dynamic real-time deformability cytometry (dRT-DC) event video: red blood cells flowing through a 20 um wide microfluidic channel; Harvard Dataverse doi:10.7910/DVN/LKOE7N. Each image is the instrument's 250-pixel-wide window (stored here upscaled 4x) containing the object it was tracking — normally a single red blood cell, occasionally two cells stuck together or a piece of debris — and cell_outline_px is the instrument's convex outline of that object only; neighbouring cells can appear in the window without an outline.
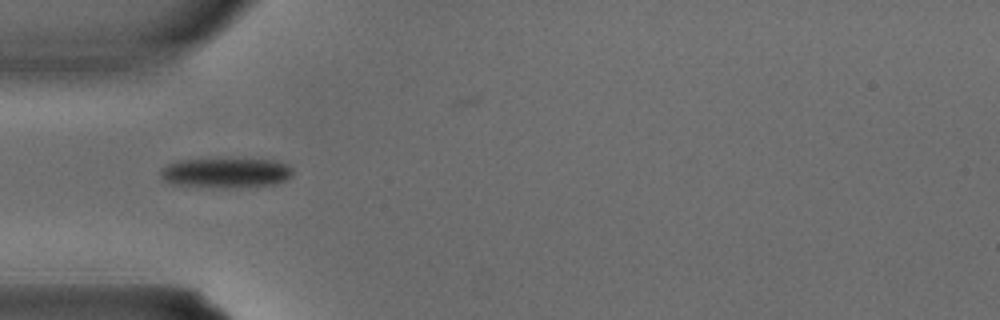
{"species": "common noctule bat (a hibernating species)", "species_latin": "Nyctalus noctula", "temperature_condition": "warm", "stored_images_in_passage": 1, "camera_frame_rate_fps": 3000, "um_per_image_px": 0.085, "animal": {"sex": "male", "body_mass_g": 15.6}, "frame": {"image": 1, "passage_image": 1, "time_ms": 0.0, "image_size_px": [1000, 320], "cell_outline_px": [[292, 176], [276, 184], [224, 188], [172, 184], [164, 180], [160, 176], [160, 168], [176, 160], [276, 160], [288, 164], [292, 168]], "centroid_in_image_um": [19.19, 14.7], "position_along_channel_um": 65.8, "area_um2": 22.83}}